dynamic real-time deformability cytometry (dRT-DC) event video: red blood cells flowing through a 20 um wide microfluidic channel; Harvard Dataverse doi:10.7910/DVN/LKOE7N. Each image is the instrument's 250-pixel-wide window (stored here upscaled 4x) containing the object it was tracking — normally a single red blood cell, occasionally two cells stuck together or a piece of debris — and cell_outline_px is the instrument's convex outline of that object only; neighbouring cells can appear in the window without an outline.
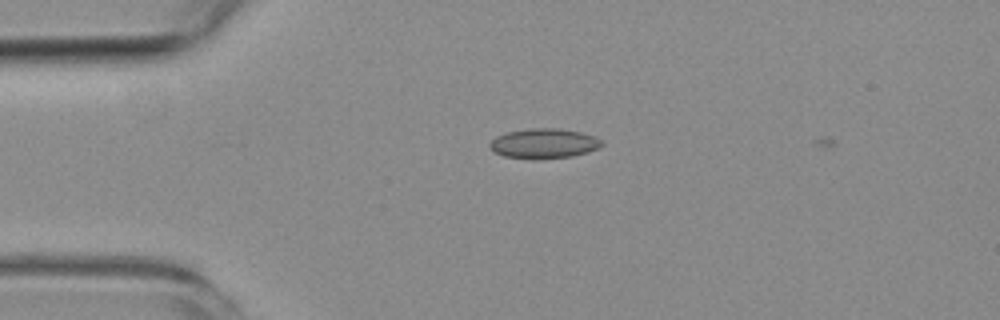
{"species": "common noctule bat (a hibernating species)", "species_latin": "Nyctalus noctula", "temperature_condition": "room temperature", "stored_images_in_passage": 2, "camera_frame_rate_fps": 3000, "um_per_image_px": 0.085, "animal": {"sex": "female", "body_mass_g": 19.3, "forearm_length_mm": 54.1}, "frame": {"image": 1, "passage_image": 1, "time_ms": 0.0, "image_size_px": [1000, 320], "cell_outline_px": [[604, 144], [600, 148], [588, 152], [572, 156], [532, 160], [504, 156], [496, 152], [488, 144], [496, 136], [508, 132], [532, 128], [556, 128], [580, 132], [592, 136], [600, 140]], "centroid_in_image_um": [46.24, 12.21], "position_along_channel_um": 38.8, "area_um2": 19.42}}